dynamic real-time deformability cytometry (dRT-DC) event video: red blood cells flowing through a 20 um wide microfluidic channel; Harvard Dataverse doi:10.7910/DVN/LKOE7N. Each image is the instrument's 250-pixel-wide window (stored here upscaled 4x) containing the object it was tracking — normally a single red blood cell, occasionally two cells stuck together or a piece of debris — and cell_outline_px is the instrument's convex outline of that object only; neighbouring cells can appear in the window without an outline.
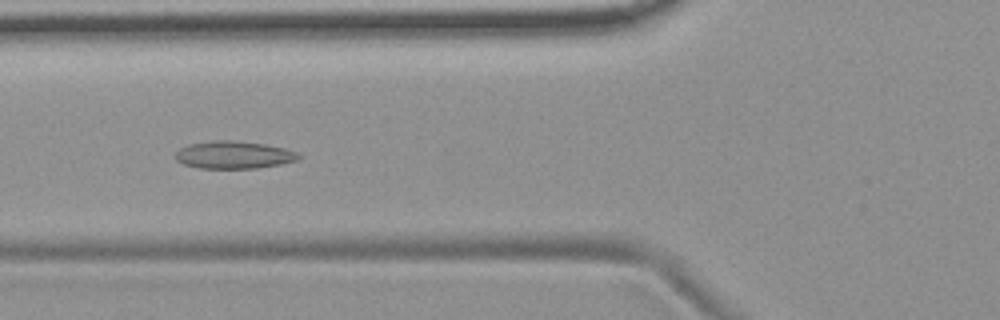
{"species": "common noctule bat (a hibernating species)", "species_latin": "Nyctalus noctula", "temperature_condition": "room temperature", "stored_images_in_passage": 41, "camera_frame_rate_fps": 3000, "um_per_image_px": 0.085, "animal": {"sex": "female", "body_mass_g": 19.9}, "frame": {"image": 1, "passage_image": 7, "time_ms": 2.0, "image_size_px": [1000, 320], "cell_outline_px": [[304, 156], [296, 160], [280, 164], [256, 168], [200, 168], [184, 164], [176, 160], [176, 152], [180, 148], [188, 144], [212, 140], [232, 140], [264, 144], [284, 148], [296, 152]], "centroid_in_image_um": [19.87, 13.16], "position_along_channel_um": 105.9, "area_um2": 19.71}}
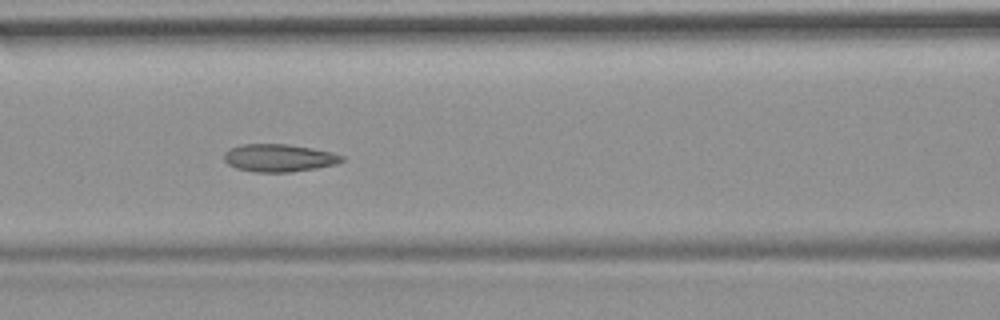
{"frame": {"image": 2, "passage_image": 10, "time_ms": 3.0, "image_size_px": [1000, 320], "cell_outline_px": [[344, 160], [336, 164], [316, 168], [292, 172], [256, 172], [236, 168], [228, 164], [224, 160], [224, 152], [228, 148], [240, 144], [288, 144], [312, 148], [332, 152], [344, 156]], "centroid_in_image_um": [23.69, 13.42], "position_along_channel_um": 142.9, "area_um2": 19.13}}
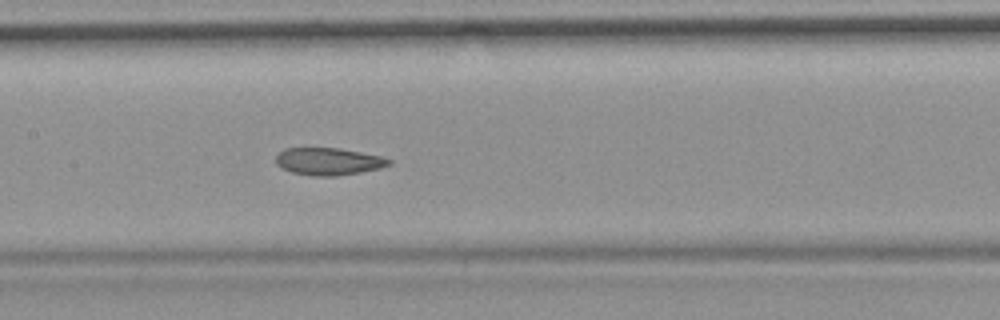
{"frame": {"image": 3, "passage_image": 13, "time_ms": 4.0, "image_size_px": [1000, 320], "cell_outline_px": [[392, 164], [380, 168], [360, 172], [336, 176], [312, 176], [292, 172], [276, 164], [276, 156], [284, 148], [340, 148], [384, 156], [392, 160]], "centroid_in_image_um": [27.97, 13.71], "position_along_channel_um": 179.4, "area_um2": 18.09}, "authors_computed_cell_mechanics": {"area_um2": 18.9584, "velocity_mm_per_s": 3.6765, "shape_relaxation_time_tau1_ms": null, "shape_relaxation_time_tau2_ms": 2.2375, "deformation_change_tau1": null, "deformation_change_tau2": 0.0819}}